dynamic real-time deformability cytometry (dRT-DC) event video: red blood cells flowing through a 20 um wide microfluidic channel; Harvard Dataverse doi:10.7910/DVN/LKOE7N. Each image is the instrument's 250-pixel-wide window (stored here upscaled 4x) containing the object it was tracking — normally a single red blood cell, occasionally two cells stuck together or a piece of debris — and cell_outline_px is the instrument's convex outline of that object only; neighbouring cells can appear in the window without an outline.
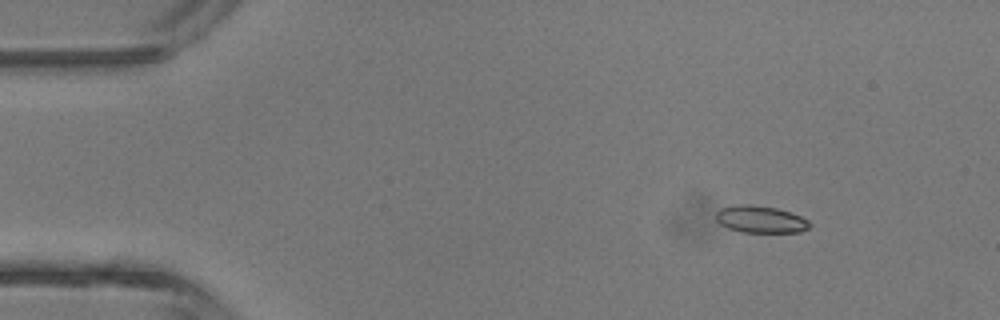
{"species": "common noctule bat (a hibernating species)", "species_latin": "Nyctalus noctula", "temperature_condition": "room temperature", "stored_images_in_passage": 4, "camera_frame_rate_fps": 3000, "um_per_image_px": 0.085, "animal": {"sex": "male", "body_mass_g": 13.3}, "frame": {"image": 1, "passage_image": 1, "time_ms": 0.0, "image_size_px": [1000, 320], "cell_outline_px": [[812, 224], [808, 228], [800, 232], [740, 232], [728, 228], [720, 224], [716, 220], [716, 212], [720, 208], [736, 204], [752, 204], [776, 208], [792, 212], [808, 220]], "centroid_in_image_um": [64.63, 18.63], "position_along_channel_um": 20.4, "area_um2": 14.97}}
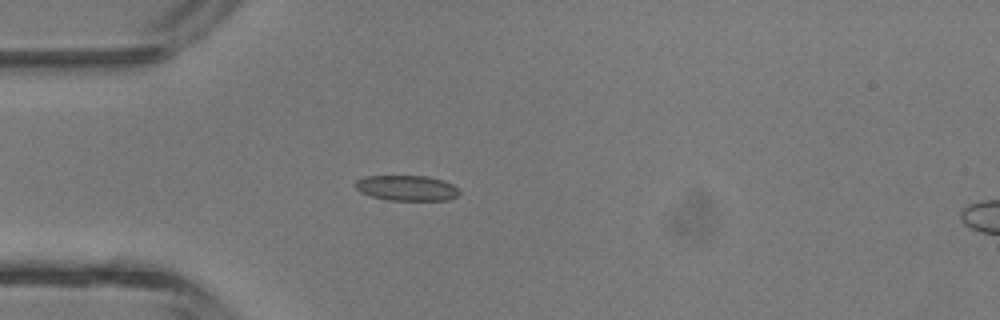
{"frame": {"image": 2, "passage_image": 3, "time_ms": 2.333, "image_size_px": [1000, 320], "cell_outline_px": [[460, 192], [456, 196], [448, 200], [388, 200], [372, 196], [360, 192], [352, 184], [356, 180], [364, 176], [428, 176], [444, 180], [460, 188]], "centroid_in_image_um": [34.57, 15.97], "position_along_channel_um": 50.4, "area_um2": 15.55}}